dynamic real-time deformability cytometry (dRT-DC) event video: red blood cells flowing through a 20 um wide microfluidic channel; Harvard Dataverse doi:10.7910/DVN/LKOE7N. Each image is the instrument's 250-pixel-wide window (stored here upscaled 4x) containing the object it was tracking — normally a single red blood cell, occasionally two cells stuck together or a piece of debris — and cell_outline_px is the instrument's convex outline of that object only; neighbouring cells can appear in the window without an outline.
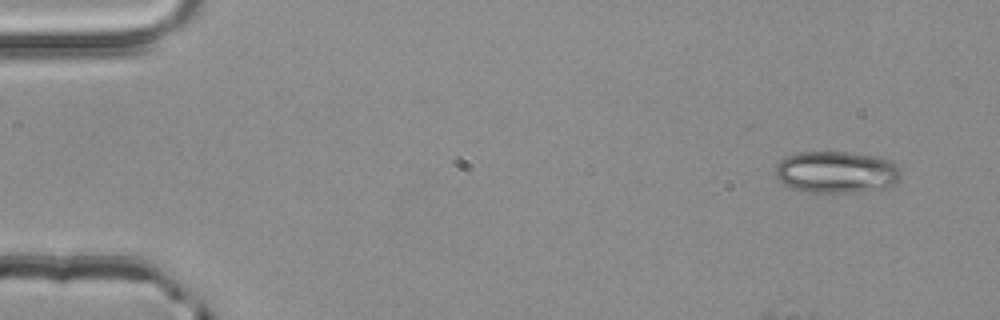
{"species": "common noctule bat (a hibernating species)", "species_latin": "Nyctalus noctula", "temperature_condition": "room temperature", "stored_images_in_passage": 4, "camera_frame_rate_fps": 3000, "um_per_image_px": 0.085, "animal": {"sex": "male", "body_mass_g": 20.4}, "frame": {"image": 1, "passage_image": 1, "time_ms": 0.0, "image_size_px": [1000, 320], "cell_outline_px": [[900, 180], [888, 188], [852, 192], [812, 192], [792, 188], [784, 184], [776, 176], [776, 164], [784, 156], [796, 152], [848, 152], [872, 156], [892, 160], [896, 164], [900, 172]], "centroid_in_image_um": [71.1, 14.62], "position_along_channel_um": 13.9, "area_um2": 30.69}}